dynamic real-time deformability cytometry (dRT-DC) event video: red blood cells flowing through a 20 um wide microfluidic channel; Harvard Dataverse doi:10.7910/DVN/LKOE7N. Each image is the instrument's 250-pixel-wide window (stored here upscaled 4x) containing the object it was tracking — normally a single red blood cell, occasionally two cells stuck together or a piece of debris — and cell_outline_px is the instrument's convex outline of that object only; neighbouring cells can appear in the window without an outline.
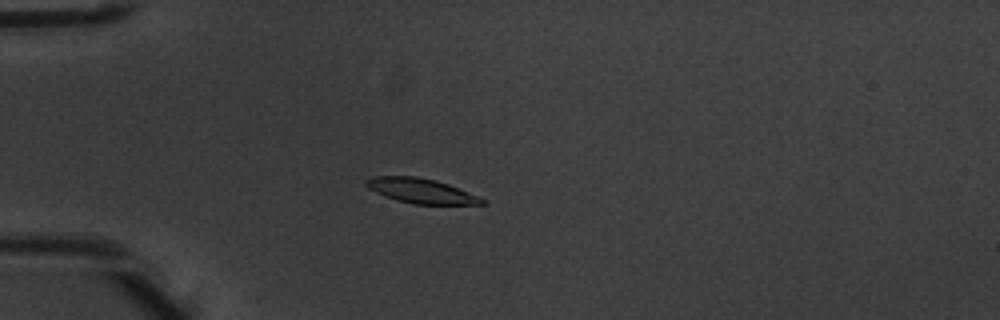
{"species": "common noctule bat (a hibernating species)", "species_latin": "Nyctalus noctula", "temperature_condition": "warm", "stored_images_in_passage": 5, "camera_frame_rate_fps": 3000, "um_per_image_px": 0.085, "animal": {"sex": "male", "body_mass_g": 20.1, "forearm_length_mm": 53.5}, "frame": {"image": 1, "passage_image": 4, "time_ms": 1.0, "image_size_px": [1000, 320], "cell_outline_px": [[488, 204], [412, 204], [396, 200], [376, 192], [368, 188], [364, 184], [364, 180], [372, 176], [416, 176], [436, 180], [448, 184], [488, 200]], "centroid_in_image_um": [35.79, 16.22], "position_along_channel_um": 49.2, "area_um2": 16.82}}